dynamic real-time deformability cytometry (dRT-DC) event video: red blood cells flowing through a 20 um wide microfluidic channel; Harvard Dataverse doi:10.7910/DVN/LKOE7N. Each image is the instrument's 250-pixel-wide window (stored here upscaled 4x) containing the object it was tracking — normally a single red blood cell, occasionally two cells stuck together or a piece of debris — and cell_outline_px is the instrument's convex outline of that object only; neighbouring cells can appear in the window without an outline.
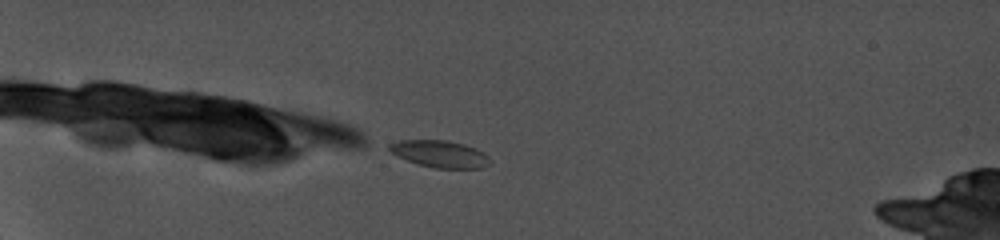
{"species": "common noctule bat (a hibernating species)", "species_latin": "Nyctalus noctula", "temperature_condition": "cold", "stored_images_in_passage": 7, "camera_frame_rate_fps": 5000, "um_per_image_px": 0.085, "animal": {"sex": "female", "body_mass_g": 19.0, "forearm_length_mm": 56.7}, "frame": {"image": 1, "passage_image": 1, "time_ms": 0.0, "image_size_px": [1000, 240], "cell_outline_px": [[492, 164], [484, 168], [436, 168], [420, 164], [396, 156], [384, 148], [388, 144], [400, 140], [448, 140], [464, 144], [476, 148], [484, 152], [492, 160]], "centroid_in_image_um": [37.4, 13.08], "position_along_channel_um": 47.6, "area_um2": 16.13}}
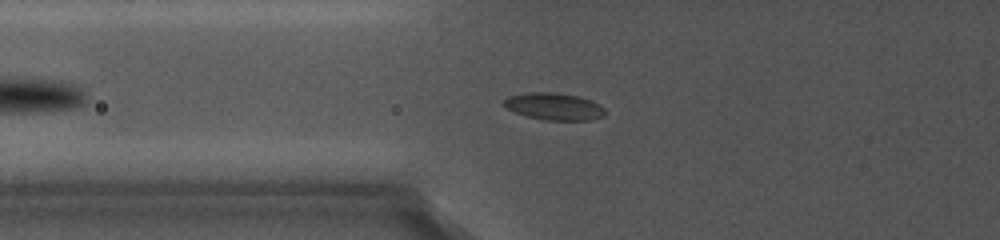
{"frame": {"image": 2, "passage_image": 4, "time_ms": 2.6, "image_size_px": [1000, 240], "cell_outline_px": [[604, 116], [588, 120], [544, 120], [528, 116], [516, 112], [500, 104], [508, 96], [524, 92], [556, 92], [580, 96], [592, 100], [600, 104], [604, 108]], "centroid_in_image_um": [47.09, 9.03], "position_along_channel_um": 78.7, "area_um2": 16.13}}
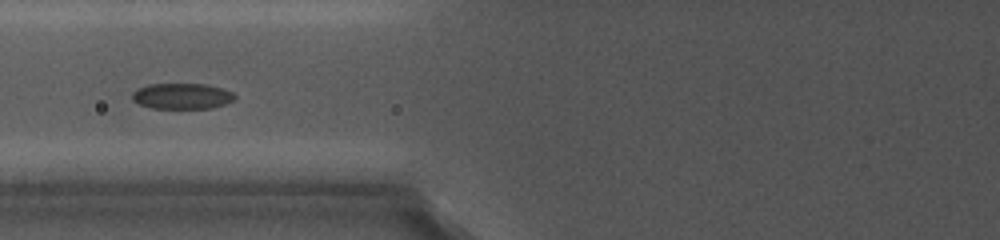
{"frame": {"image": 3, "passage_image": 5, "time_ms": 3.6, "image_size_px": [1000, 240], "cell_outline_px": [[236, 100], [212, 108], [152, 108], [140, 104], [132, 100], [132, 92], [136, 88], [148, 84], [204, 84], [220, 88], [232, 92], [236, 96]], "centroid_in_image_um": [15.45, 8.17], "position_along_channel_um": 110.3, "area_um2": 15.43}}